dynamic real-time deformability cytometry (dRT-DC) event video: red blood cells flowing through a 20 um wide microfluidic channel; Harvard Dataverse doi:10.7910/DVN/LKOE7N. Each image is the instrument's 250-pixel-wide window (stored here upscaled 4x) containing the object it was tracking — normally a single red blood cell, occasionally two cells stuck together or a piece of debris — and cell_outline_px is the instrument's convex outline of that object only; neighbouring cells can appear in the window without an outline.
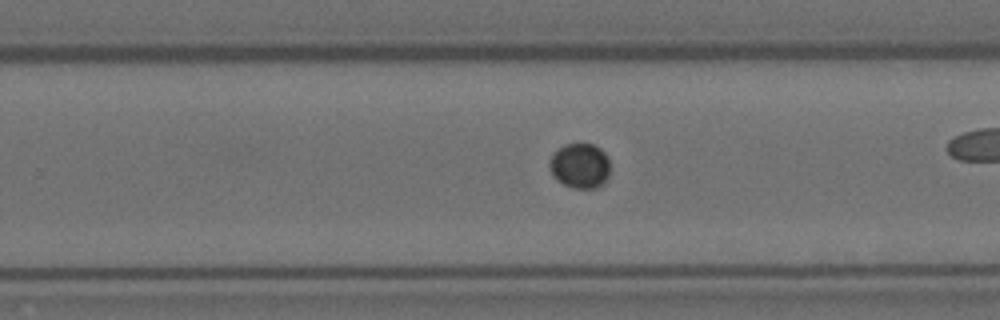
{"species": "Egyptian fruit bat (a non-hibernating species)", "species_latin": "Rousettus aegyptiacus", "temperature_condition": "room temperature", "stored_images_in_passage": 45, "camera_frame_rate_fps": 3000, "um_per_image_px": 0.085, "animal": {"sex": "female"}, "frame": {"image": 1, "passage_image": 26, "time_ms": 8.333, "image_size_px": [1000, 320], "cell_outline_px": [[608, 176], [604, 184], [596, 188], [572, 188], [556, 180], [552, 176], [548, 168], [548, 160], [552, 152], [556, 148], [564, 144], [592, 144], [600, 148], [604, 152], [608, 160]], "centroid_in_image_um": [49.23, 14.09], "position_along_channel_um": 280.6, "area_um2": 16.24}}